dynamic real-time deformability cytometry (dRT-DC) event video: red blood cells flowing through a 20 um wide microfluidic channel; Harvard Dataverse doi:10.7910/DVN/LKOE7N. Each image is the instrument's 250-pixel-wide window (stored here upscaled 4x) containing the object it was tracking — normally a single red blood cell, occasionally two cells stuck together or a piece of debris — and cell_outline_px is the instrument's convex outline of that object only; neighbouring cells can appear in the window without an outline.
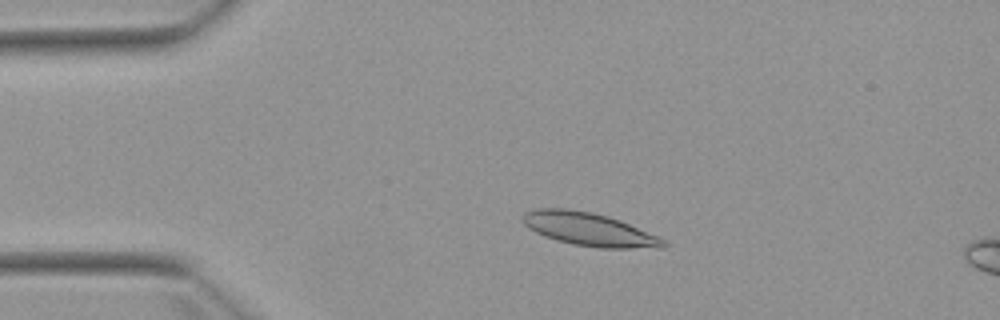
{"species": "Egyptian fruit bat (a non-hibernating species)", "species_latin": "Rousettus aegyptiacus", "temperature_condition": "warm", "stored_images_in_passage": 4, "camera_frame_rate_fps": 3000, "um_per_image_px": 0.085, "animal": {"sex": "female"}, "frame": {"image": 1, "passage_image": 3, "time_ms": 2.667, "image_size_px": [1000, 320], "cell_outline_px": [[668, 244], [664, 248], [600, 248], [572, 244], [556, 240], [544, 236], [528, 228], [520, 220], [524, 212], [536, 208], [568, 208], [592, 212], [608, 216], [620, 220], [660, 236], [668, 240]], "centroid_in_image_um": [50.1, 19.49], "position_along_channel_um": 34.9, "area_um2": 27.69}}